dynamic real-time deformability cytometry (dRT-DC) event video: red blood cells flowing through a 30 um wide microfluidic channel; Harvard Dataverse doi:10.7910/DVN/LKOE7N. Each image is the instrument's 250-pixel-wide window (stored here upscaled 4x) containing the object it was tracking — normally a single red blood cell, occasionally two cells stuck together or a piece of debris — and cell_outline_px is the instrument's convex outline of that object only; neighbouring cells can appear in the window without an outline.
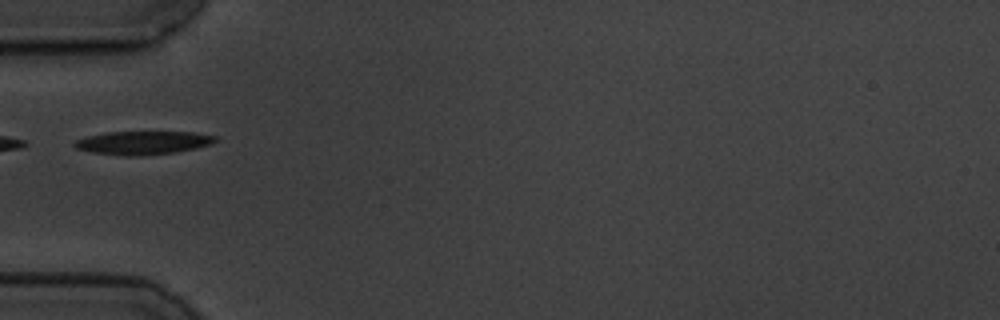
{"species": "common noctule bat (a hibernating species)", "species_latin": "Nyctalus noctula", "temperature_condition": "cold", "stored_images_in_passage": 25, "camera_frame_rate_fps": 3000, "um_per_image_px": 0.085, "animal": {"sex": "male", "body_mass_g": 19.5, "forearm_length_mm": 54.6}, "frame": {"image": 1, "passage_image": 1, "time_ms": 0.0, "image_size_px": [1000, 320], "cell_outline_px": [[216, 140], [212, 144], [176, 152], [128, 156], [92, 152], [76, 148], [72, 144], [76, 140], [88, 136], [104, 132], [192, 132], [216, 136]], "centroid_in_image_um": [12.13, 12.12], "position_along_channel_um": 72.9, "area_um2": 18.9}}
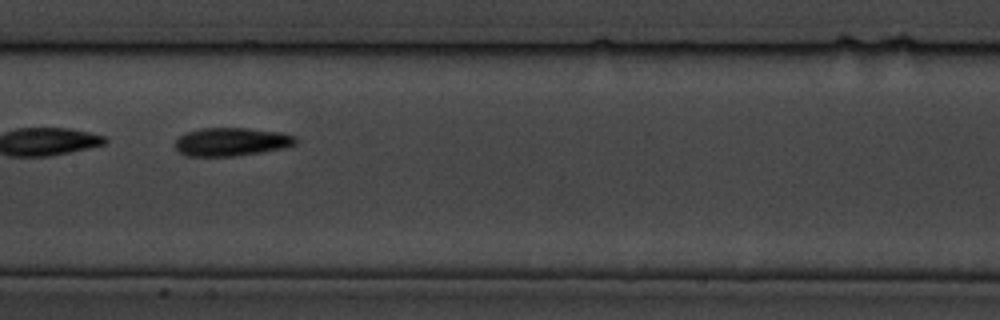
{"frame": {"image": 2, "passage_image": 11, "time_ms": 3.333, "image_size_px": [1000, 320], "cell_outline_px": [[296, 144], [284, 148], [260, 152], [232, 156], [188, 156], [180, 152], [176, 148], [176, 140], [180, 136], [188, 132], [204, 128], [248, 128], [280, 132], [296, 136]], "centroid_in_image_um": [19.7, 12.05], "position_along_channel_um": 187.7, "area_um2": 19.65}}
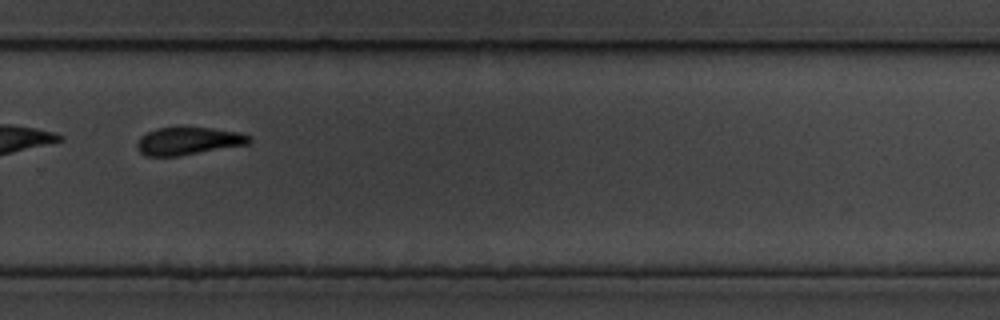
{"frame": {"image": 3, "passage_image": 22, "time_ms": 7.0, "image_size_px": [1000, 320], "cell_outline_px": [[252, 140], [248, 144], [180, 156], [144, 156], [140, 152], [136, 144], [140, 136], [156, 128], [212, 128], [240, 132], [252, 136]], "centroid_in_image_um": [16.02, 11.99], "position_along_channel_um": 313.8, "area_um2": 18.09}}